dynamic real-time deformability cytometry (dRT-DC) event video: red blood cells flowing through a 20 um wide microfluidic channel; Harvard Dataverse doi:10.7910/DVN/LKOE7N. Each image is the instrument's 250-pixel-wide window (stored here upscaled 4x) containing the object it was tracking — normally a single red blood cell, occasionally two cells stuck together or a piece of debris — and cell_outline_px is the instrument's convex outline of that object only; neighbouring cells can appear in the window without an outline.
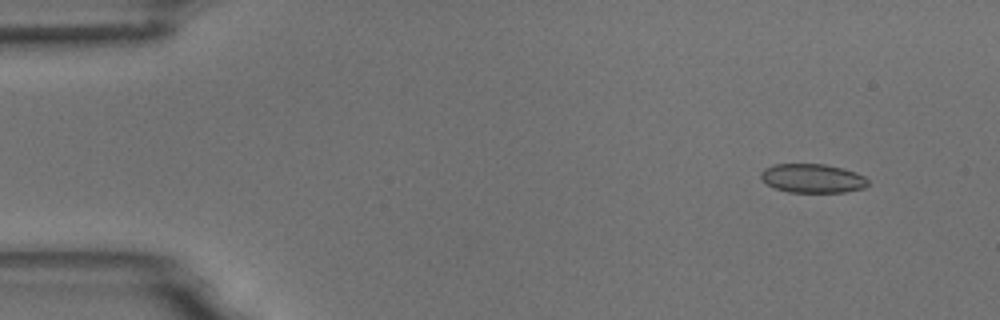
{"species": "common noctule bat (a hibernating species)", "species_latin": "Nyctalus noctula", "temperature_condition": "room temperature", "stored_images_in_passage": 6, "camera_frame_rate_fps": 3000, "um_per_image_px": 0.085, "animal": {"sex": "male", "body_mass_g": 18.8}, "frame": {"image": 1, "passage_image": 2, "time_ms": 1.333, "image_size_px": [1000, 320], "cell_outline_px": [[868, 184], [864, 188], [844, 192], [788, 192], [776, 188], [768, 184], [760, 176], [760, 172], [764, 168], [776, 164], [824, 164], [844, 168], [856, 172], [864, 176], [868, 180]], "centroid_in_image_um": [69.08, 15.15], "position_along_channel_um": 15.9, "area_um2": 18.03}}
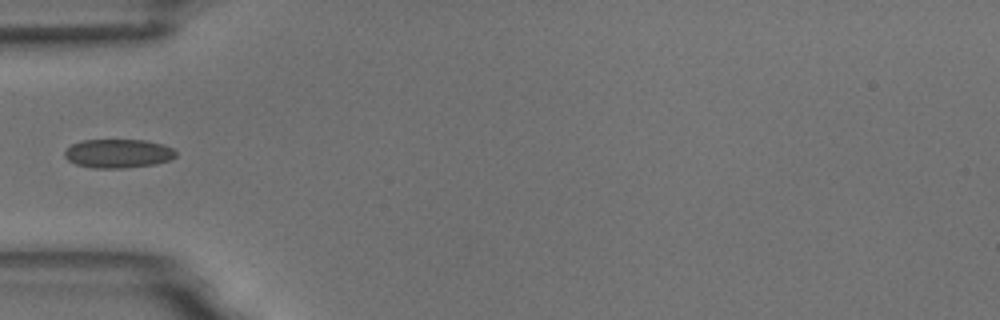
{"frame": {"image": 2, "passage_image": 5, "time_ms": 5.667, "image_size_px": [1000, 320], "cell_outline_px": [[176, 156], [172, 160], [156, 164], [124, 168], [92, 168], [76, 164], [68, 160], [64, 156], [64, 152], [72, 144], [84, 140], [144, 140], [160, 144], [172, 148], [176, 152]], "centroid_in_image_um": [10.05, 13.06], "position_along_channel_um": 75.0, "area_um2": 18.67}}